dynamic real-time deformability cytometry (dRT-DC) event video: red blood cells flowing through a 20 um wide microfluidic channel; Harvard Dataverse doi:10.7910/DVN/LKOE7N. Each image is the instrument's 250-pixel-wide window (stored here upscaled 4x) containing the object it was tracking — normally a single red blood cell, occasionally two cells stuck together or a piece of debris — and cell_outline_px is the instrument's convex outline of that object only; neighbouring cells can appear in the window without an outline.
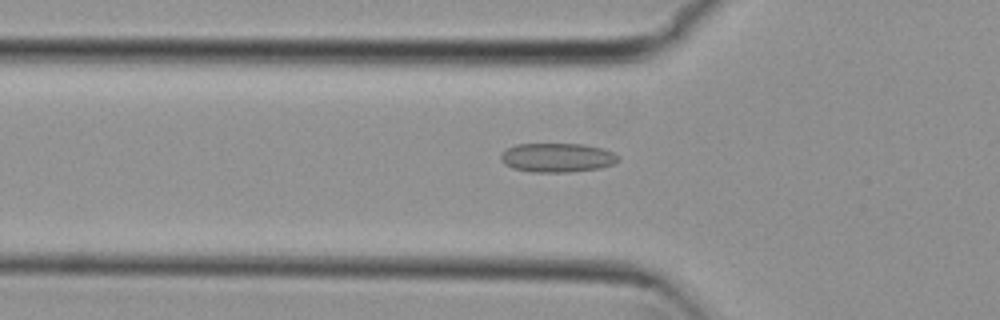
{"species": "common noctule bat (a hibernating species)", "species_latin": "Nyctalus noctula", "temperature_condition": "cold", "stored_images_in_passage": 38, "camera_frame_rate_fps": 3000, "um_per_image_px": 0.085, "animal": {"sex": "female", "body_mass_g": 29.2, "forearm_length_mm": 56.3}, "frame": {"image": 1, "passage_image": 3, "time_ms": 0.667, "image_size_px": [1000, 320], "cell_outline_px": [[620, 160], [612, 164], [600, 168], [568, 172], [532, 172], [512, 168], [504, 164], [500, 160], [500, 156], [508, 148], [516, 144], [584, 144], [604, 148], [620, 156]], "centroid_in_image_um": [47.38, 13.4], "position_along_channel_um": 78.4, "area_um2": 20.0}}
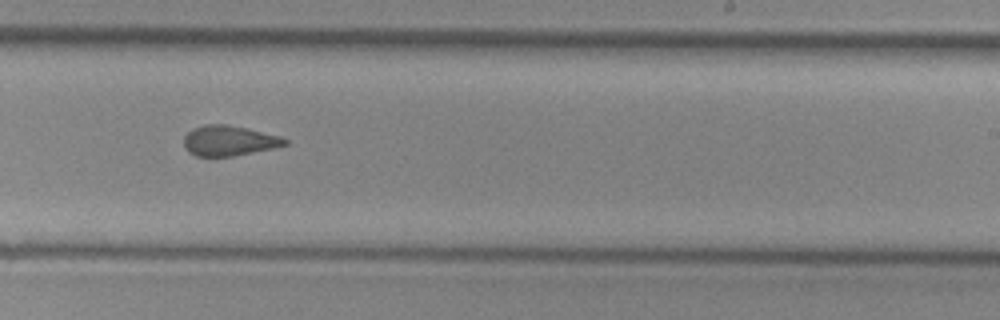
{"frame": {"image": 2, "passage_image": 18, "time_ms": 5.667, "image_size_px": [1000, 320], "cell_outline_px": [[288, 144], [272, 148], [232, 156], [196, 156], [188, 152], [184, 148], [184, 136], [192, 128], [204, 124], [224, 124], [248, 128], [280, 136], [288, 140]], "centroid_in_image_um": [19.43, 11.95], "position_along_channel_um": 269.6, "area_um2": 17.8}}
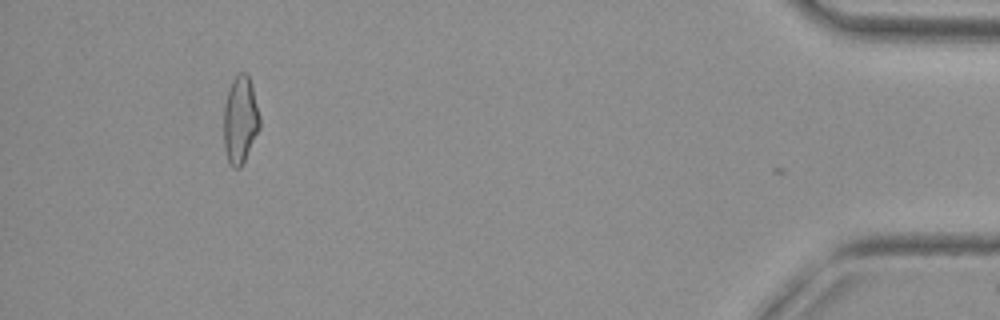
{"frame": {"image": 3, "passage_image": 35, "time_ms": 11.333, "image_size_px": [1000, 320], "cell_outline_px": [[260, 128], [240, 168], [232, 168], [228, 164], [224, 148], [224, 104], [228, 88], [232, 80], [240, 72], [244, 72], [248, 76], [252, 84], [260, 116]], "centroid_in_image_um": [20.41, 10.19], "position_along_channel_um": 414.8, "area_um2": 18.5}, "authors_computed_cell_mechanics": {"area_um2": 18.5538, "velocity_mm_per_s": 3.8178, "shape_relaxation_time_tau1_ms": null, "shape_relaxation_time_tau2_ms": 2.1164, "deformation_change_tau1": null, "deformation_change_tau2": 0.0899}}